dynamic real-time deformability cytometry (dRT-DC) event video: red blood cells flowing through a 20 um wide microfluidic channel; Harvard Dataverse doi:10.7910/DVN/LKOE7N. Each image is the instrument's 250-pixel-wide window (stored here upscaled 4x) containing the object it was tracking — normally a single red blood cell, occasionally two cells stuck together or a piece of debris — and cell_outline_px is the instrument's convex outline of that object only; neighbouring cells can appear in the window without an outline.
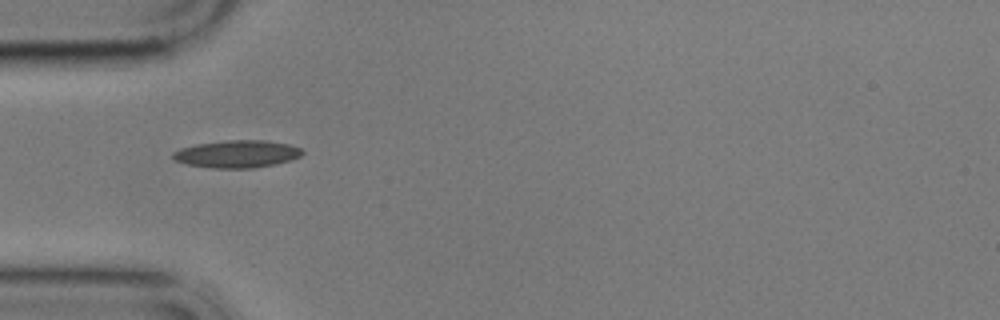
{"species": "common noctule bat (a hibernating species)", "species_latin": "Nyctalus noctula", "temperature_condition": "cold", "stored_images_in_passage": 2, "camera_frame_rate_fps": 3000, "um_per_image_px": 0.085, "animal": {"sex": "male", "body_mass_g": 17.9}, "frame": {"image": 1, "passage_image": 1, "time_ms": 0.0, "image_size_px": [1000, 320], "cell_outline_px": [[304, 152], [300, 156], [292, 160], [252, 168], [212, 168], [188, 164], [176, 160], [172, 156], [172, 152], [180, 148], [196, 144], [228, 140], [264, 140], [292, 144], [300, 148]], "centroid_in_image_um": [20.17, 13.07], "position_along_channel_um": 64.8, "area_um2": 20.63}}
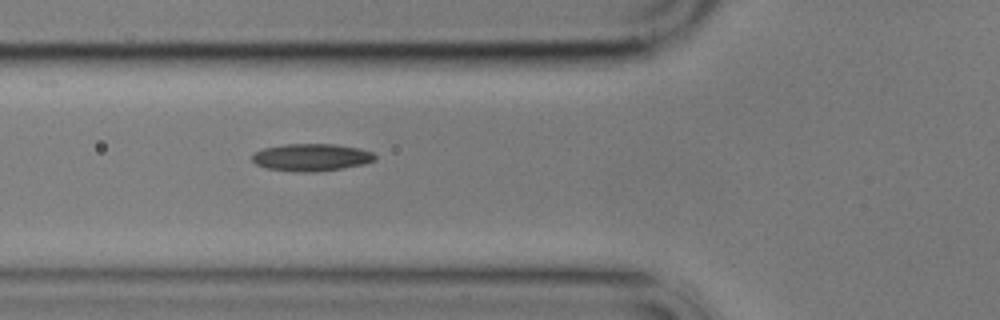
{"frame": {"image": 2, "passage_image": 2, "time_ms": 1.0, "image_size_px": [1000, 320], "cell_outline_px": [[376, 160], [364, 164], [340, 168], [312, 172], [296, 172], [264, 168], [256, 164], [252, 160], [252, 156], [256, 152], [264, 148], [284, 144], [336, 144], [360, 148], [372, 152], [376, 156]], "centroid_in_image_um": [26.47, 13.37], "position_along_channel_um": 99.3, "area_um2": 19.59}}